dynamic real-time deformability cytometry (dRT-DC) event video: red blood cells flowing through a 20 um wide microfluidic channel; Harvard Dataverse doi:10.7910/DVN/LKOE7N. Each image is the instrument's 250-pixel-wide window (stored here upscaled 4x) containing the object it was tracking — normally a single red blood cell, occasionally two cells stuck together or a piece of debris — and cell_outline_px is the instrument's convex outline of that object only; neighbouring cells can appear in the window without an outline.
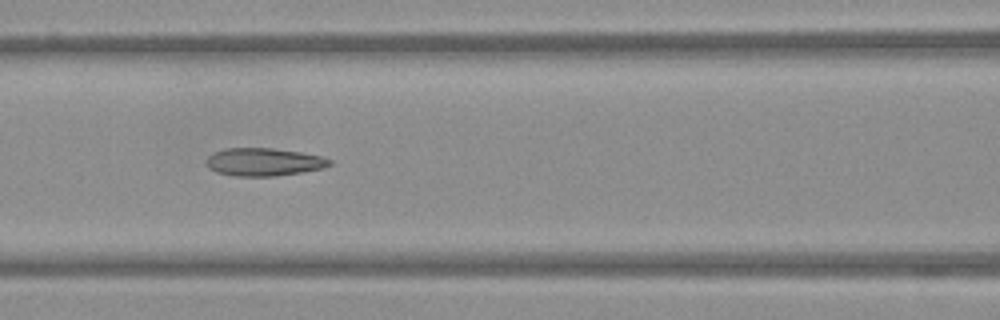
{"species": "Egyptian fruit bat (a non-hibernating species)", "species_latin": "Rousettus aegyptiacus", "temperature_condition": "warm", "stored_images_in_passage": 15, "camera_frame_rate_fps": 3000, "um_per_image_px": 0.085, "frame": {"image": 1, "passage_image": 9, "time_ms": 2.667, "image_size_px": [1000, 320], "cell_outline_px": [[332, 164], [324, 168], [276, 176], [236, 176], [216, 172], [208, 168], [204, 160], [212, 152], [224, 148], [272, 148], [300, 152], [324, 156], [332, 160]], "centroid_in_image_um": [22.4, 13.76], "position_along_channel_um": 144.2, "area_um2": 20.29}}